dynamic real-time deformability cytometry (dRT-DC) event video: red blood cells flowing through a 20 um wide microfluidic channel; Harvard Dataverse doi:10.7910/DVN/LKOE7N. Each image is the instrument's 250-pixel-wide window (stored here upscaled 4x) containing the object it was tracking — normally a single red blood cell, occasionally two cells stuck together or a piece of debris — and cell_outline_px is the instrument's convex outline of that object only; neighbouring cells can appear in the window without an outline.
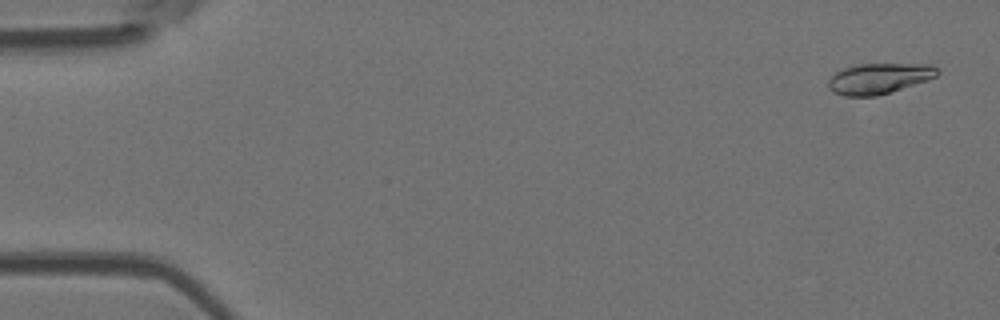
{"species": "Egyptian fruit bat (a non-hibernating species)", "species_latin": "Rousettus aegyptiacus", "temperature_condition": "room temperature", "stored_images_in_passage": 5, "camera_frame_rate_fps": 3000, "um_per_image_px": 0.085, "animal": {"sex": "female"}, "frame": {"image": 1, "passage_image": 1, "time_ms": 0.0, "image_size_px": [1000, 320], "cell_outline_px": [[940, 72], [936, 76], [928, 80], [892, 92], [876, 96], [844, 96], [832, 92], [828, 88], [828, 80], [836, 72], [844, 68], [860, 64], [932, 64], [940, 68]], "centroid_in_image_um": [74.75, 6.67], "position_along_channel_um": 10.3, "area_um2": 19.65}}
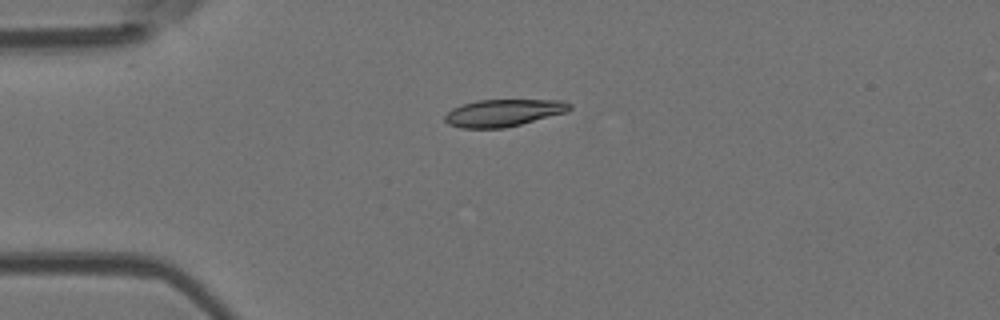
{"frame": {"image": 2, "passage_image": 4, "time_ms": 3.667, "image_size_px": [1000, 320], "cell_outline_px": [[572, 108], [568, 112], [504, 128], [460, 128], [448, 124], [444, 120], [444, 116], [452, 108], [476, 100], [564, 100], [572, 104]], "centroid_in_image_um": [42.81, 9.59], "position_along_channel_um": 42.2, "area_um2": 19.83}}